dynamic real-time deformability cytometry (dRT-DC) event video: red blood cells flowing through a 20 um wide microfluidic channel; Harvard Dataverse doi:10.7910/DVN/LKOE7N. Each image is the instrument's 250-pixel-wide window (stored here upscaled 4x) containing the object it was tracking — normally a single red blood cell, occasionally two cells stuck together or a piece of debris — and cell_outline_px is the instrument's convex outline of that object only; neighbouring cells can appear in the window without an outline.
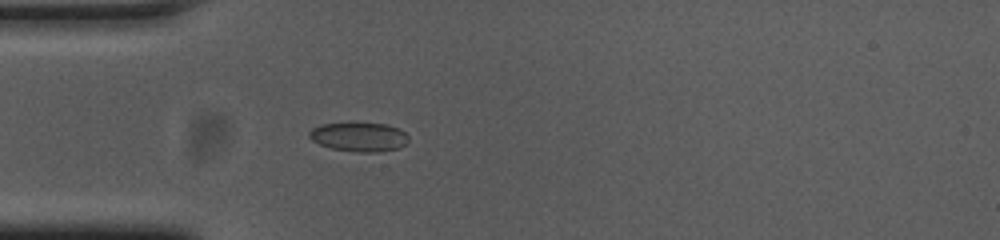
{"species": "common noctule bat (a hibernating species)", "species_latin": "Nyctalus noctula", "temperature_condition": "cold", "stored_images_in_passage": 40, "camera_frame_rate_fps": 3000, "um_per_image_px": 0.085, "animal": {"sex": "female", "body_mass_g": 23.0, "forearm_length_mm": 53.4}, "frame": {"image": 1, "passage_image": 1, "time_ms": 0.0, "image_size_px": [1000, 240], "cell_outline_px": [[408, 144], [400, 148], [380, 152], [360, 152], [332, 148], [320, 144], [312, 140], [308, 136], [308, 132], [312, 128], [320, 124], [352, 120], [356, 120], [388, 124], [400, 128], [408, 136]], "centroid_in_image_um": [30.54, 11.58], "position_along_channel_um": 54.5, "area_um2": 17.8}}
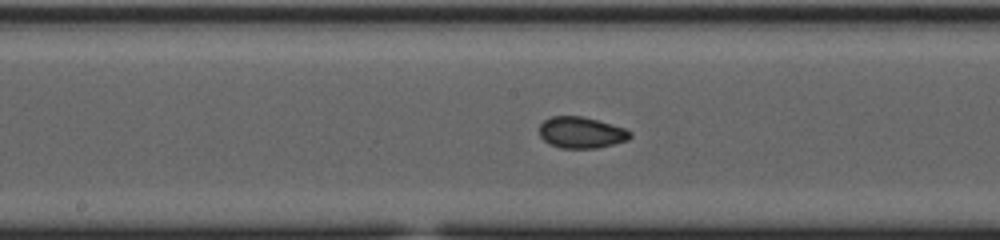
{"frame": {"image": 2, "passage_image": 13, "time_ms": 4.0, "image_size_px": [1000, 240], "cell_outline_px": [[632, 136], [628, 140], [596, 148], [560, 148], [544, 140], [540, 136], [540, 124], [544, 120], [552, 116], [584, 116], [624, 128], [632, 132]], "centroid_in_image_um": [49.41, 11.26], "position_along_channel_um": 198.8, "area_um2": 16.47}}
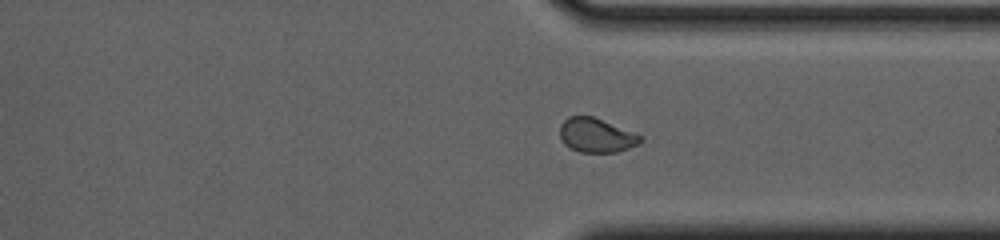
{"frame": {"image": 3, "passage_image": 26, "time_ms": 8.333, "image_size_px": [1000, 240], "cell_outline_px": [[640, 144], [616, 152], [580, 152], [564, 144], [560, 136], [560, 124], [568, 116], [592, 116], [632, 132], [640, 136]], "centroid_in_image_um": [50.64, 11.5], "position_along_channel_um": 360.8, "area_um2": 15.72}, "authors_computed_cell_mechanics": {"area_um2": 16.5308, "velocity_mm_per_s": 3.7372, "shape_relaxation_time_tau1_ms": 7.7423, "shape_relaxation_time_tau2_ms": 1.7162, "deformation_change_tau1": 0.1392, "deformation_change_tau2": 0.0523}}